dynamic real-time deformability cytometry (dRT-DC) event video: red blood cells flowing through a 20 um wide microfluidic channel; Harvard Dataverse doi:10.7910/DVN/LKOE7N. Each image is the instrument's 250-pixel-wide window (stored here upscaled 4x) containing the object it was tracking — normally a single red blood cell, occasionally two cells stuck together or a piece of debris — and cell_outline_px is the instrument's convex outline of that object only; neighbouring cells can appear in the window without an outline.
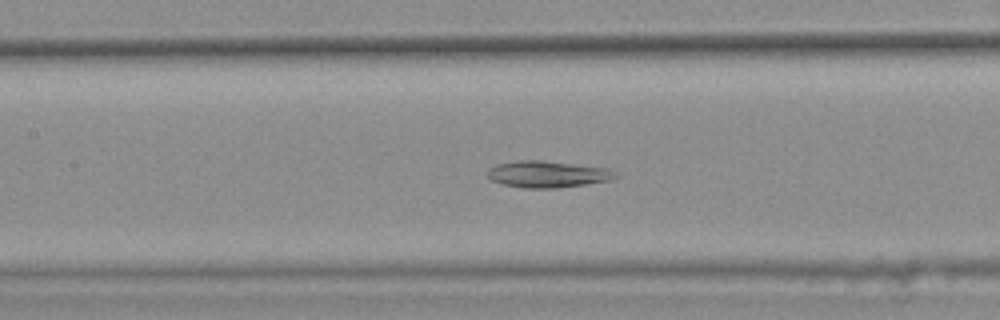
{"species": "common noctule bat (a hibernating species)", "species_latin": "Nyctalus noctula", "temperature_condition": "warm", "stored_images_in_passage": 30, "camera_frame_rate_fps": 3000, "um_per_image_px": 0.085, "animal": {"sex": "female", "body_mass_g": 25.1}, "frame": {"image": 1, "passage_image": 9, "time_ms": 2.667, "image_size_px": [1000, 320], "cell_outline_px": [[620, 176], [612, 180], [556, 188], [524, 188], [504, 184], [492, 180], [488, 176], [488, 168], [496, 164], [520, 160], [540, 160], [608, 168], [616, 172]], "centroid_in_image_um": [46.57, 14.8], "position_along_channel_um": 160.8, "area_um2": 19.77}}
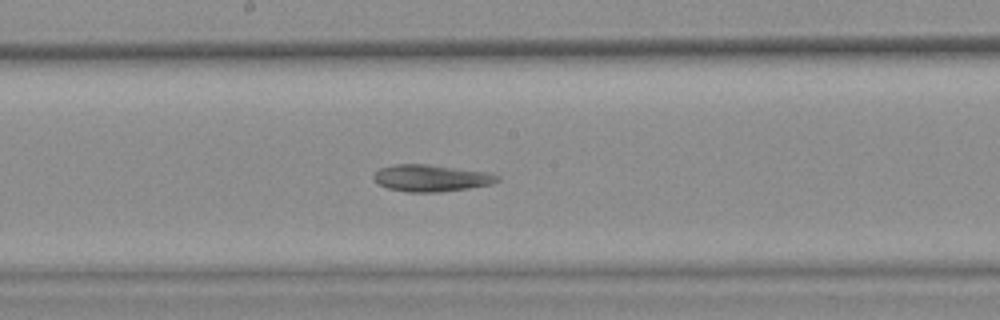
{"frame": {"image": 2, "passage_image": 13, "time_ms": 4.0, "image_size_px": [1000, 320], "cell_outline_px": [[500, 180], [492, 184], [468, 188], [440, 192], [408, 192], [388, 188], [380, 184], [372, 176], [380, 168], [396, 164], [428, 164], [492, 172], [500, 176]], "centroid_in_image_um": [36.72, 15.13], "position_along_channel_um": 211.5, "area_um2": 19.42}, "authors_computed_cell_mechanics": {"area_um2": 19.1896, "velocity_mm_per_s": 3.8124, "shape_relaxation_time_tau1_ms": null, "shape_relaxation_time_tau2_ms": 10.0055, "deformation_change_tau1": null, "deformation_change_tau2": 0.1704}}